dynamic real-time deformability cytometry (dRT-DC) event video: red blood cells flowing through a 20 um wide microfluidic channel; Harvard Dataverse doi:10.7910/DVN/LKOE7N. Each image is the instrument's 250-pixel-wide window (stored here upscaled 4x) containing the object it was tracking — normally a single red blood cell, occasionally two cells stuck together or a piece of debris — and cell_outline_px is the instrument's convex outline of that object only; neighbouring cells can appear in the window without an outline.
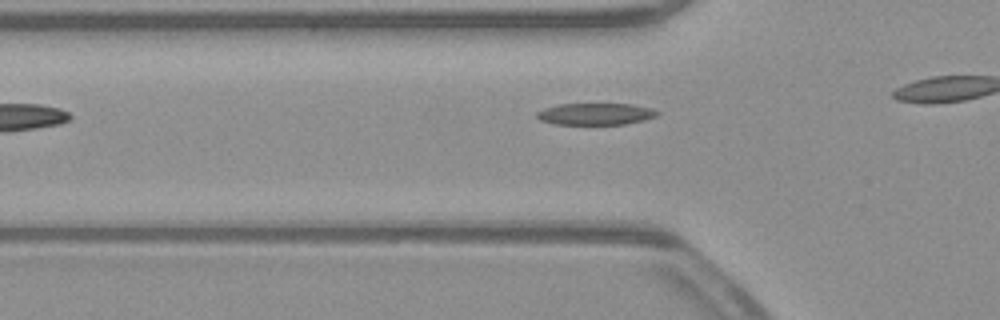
{"species": "common noctule bat (a hibernating species)", "species_latin": "Nyctalus noctula", "temperature_condition": "warm", "stored_images_in_passage": 8, "camera_frame_rate_fps": 3000, "um_per_image_px": 0.085, "animal": {"sex": "male", "body_mass_g": 23.1, "forearm_length_mm": 52.7}, "frame": {"image": 1, "passage_image": 3, "time_ms": 0.667, "image_size_px": [1000, 320], "cell_outline_px": [[660, 112], [656, 116], [644, 120], [624, 124], [556, 124], [540, 120], [536, 116], [536, 112], [544, 108], [560, 104], [632, 104], [652, 108]], "centroid_in_image_um": [50.63, 9.68], "position_along_channel_um": 75.2, "area_um2": 15.2}}
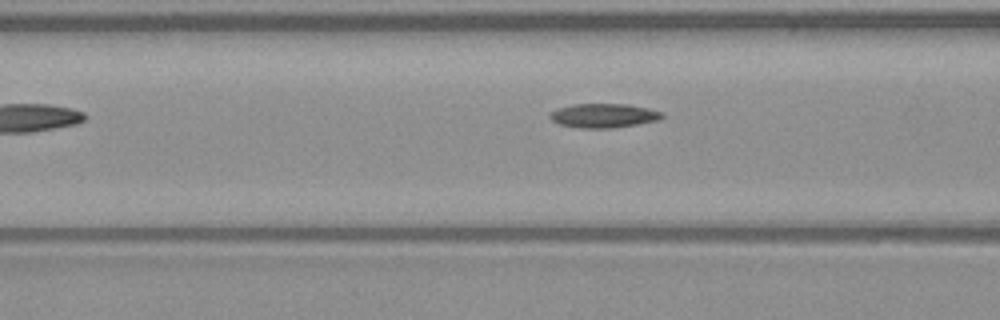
{"frame": {"image": 2, "passage_image": 6, "time_ms": 1.667, "image_size_px": [1000, 320], "cell_outline_px": [[664, 116], [656, 120], [636, 124], [612, 128], [580, 128], [560, 124], [552, 120], [548, 116], [556, 108], [572, 104], [628, 104], [648, 108], [664, 112]], "centroid_in_image_um": [51.3, 9.82], "position_along_channel_um": 115.3, "area_um2": 15.72}}